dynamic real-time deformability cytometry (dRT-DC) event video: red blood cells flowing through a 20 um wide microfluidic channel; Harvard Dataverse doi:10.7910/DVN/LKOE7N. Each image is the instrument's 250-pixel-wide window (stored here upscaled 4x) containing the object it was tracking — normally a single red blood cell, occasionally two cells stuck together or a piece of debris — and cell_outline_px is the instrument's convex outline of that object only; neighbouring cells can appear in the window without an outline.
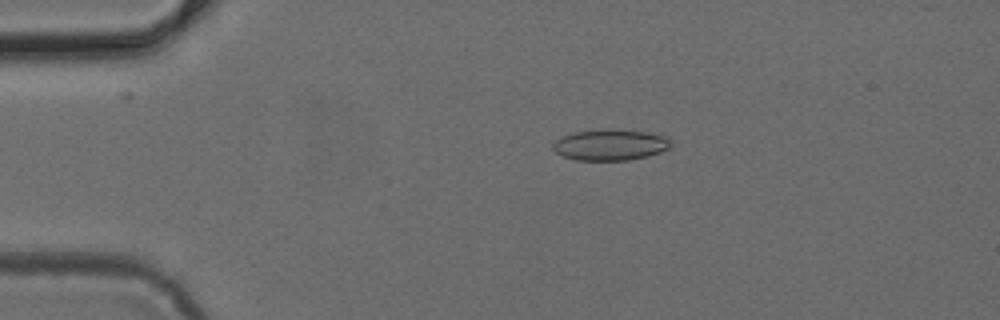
{"species": "common noctule bat (a hibernating species)", "species_latin": "Nyctalus noctula", "temperature_condition": "cold", "stored_images_in_passage": 48, "camera_frame_rate_fps": 3000, "um_per_image_px": 0.085, "animal": {"sex": "female", "body_mass_g": 24.6, "forearm_length_mm": 56.2}, "frame": {"image": 1, "passage_image": 10, "time_ms": 3.0, "image_size_px": [1000, 320], "cell_outline_px": [[672, 144], [668, 148], [660, 152], [648, 156], [628, 160], [576, 160], [564, 156], [556, 152], [552, 148], [552, 144], [560, 136], [576, 132], [612, 128], [648, 132], [668, 136], [672, 140]], "centroid_in_image_um": [51.91, 12.3], "position_along_channel_um": 33.1, "area_um2": 21.56}}
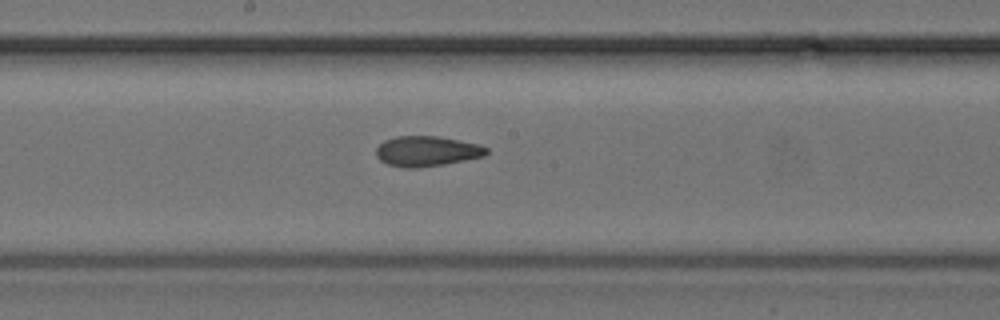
{"frame": {"image": 2, "passage_image": 26, "time_ms": 8.333, "image_size_px": [1000, 320], "cell_outline_px": [[488, 152], [484, 156], [444, 164], [416, 168], [404, 168], [388, 164], [380, 160], [376, 156], [376, 148], [384, 140], [396, 136], [440, 136], [480, 144], [488, 148]], "centroid_in_image_um": [36.28, 12.84], "position_along_channel_um": 211.9, "area_um2": 19.54}}
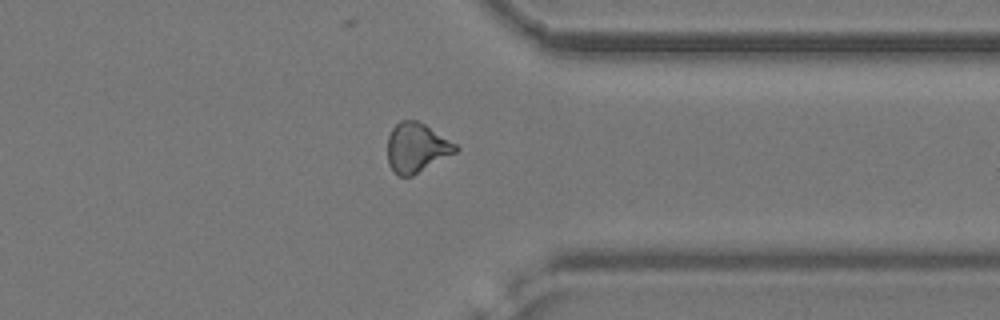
{"frame": {"image": 3, "passage_image": 38, "time_ms": 12.333, "image_size_px": [1000, 320], "cell_outline_px": [[460, 148], [456, 152], [412, 176], [400, 176], [388, 164], [388, 136], [392, 128], [400, 120], [416, 120], [424, 124], [456, 144]], "centroid_in_image_um": [35.4, 12.54], "position_along_channel_um": 376.0, "area_um2": 19.36}}